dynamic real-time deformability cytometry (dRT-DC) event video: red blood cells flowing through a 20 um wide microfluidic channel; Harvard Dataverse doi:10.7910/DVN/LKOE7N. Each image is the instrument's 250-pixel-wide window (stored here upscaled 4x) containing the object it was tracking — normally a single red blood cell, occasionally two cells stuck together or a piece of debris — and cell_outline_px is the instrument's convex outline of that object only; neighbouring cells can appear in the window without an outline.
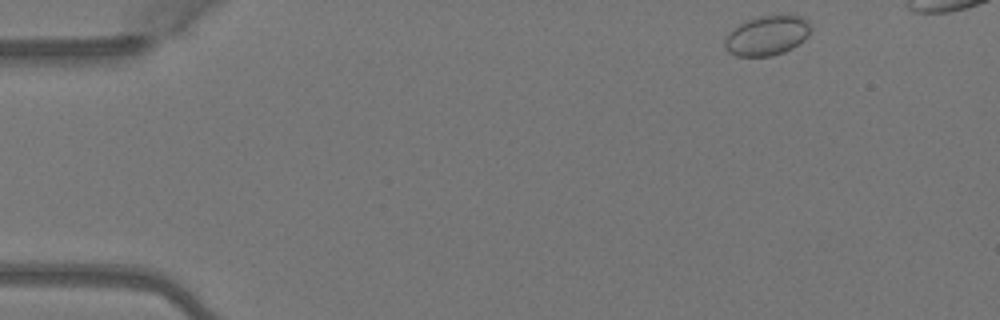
{"species": "Egyptian fruit bat (a non-hibernating species)", "species_latin": "Rousettus aegyptiacus", "temperature_condition": "warm", "stored_images_in_passage": 3, "camera_frame_rate_fps": 3000, "um_per_image_px": 0.085, "animal": {"sex": "female"}, "frame": {"image": 1, "passage_image": 1, "time_ms": 0.0, "image_size_px": [1000, 320], "cell_outline_px": [[808, 36], [804, 40], [792, 48], [784, 52], [772, 56], [736, 56], [728, 52], [724, 48], [724, 40], [740, 24], [748, 20], [760, 16], [780, 12], [788, 12], [800, 16], [808, 20]], "centroid_in_image_um": [65.23, 2.99], "position_along_channel_um": 19.8, "area_um2": 20.11}}